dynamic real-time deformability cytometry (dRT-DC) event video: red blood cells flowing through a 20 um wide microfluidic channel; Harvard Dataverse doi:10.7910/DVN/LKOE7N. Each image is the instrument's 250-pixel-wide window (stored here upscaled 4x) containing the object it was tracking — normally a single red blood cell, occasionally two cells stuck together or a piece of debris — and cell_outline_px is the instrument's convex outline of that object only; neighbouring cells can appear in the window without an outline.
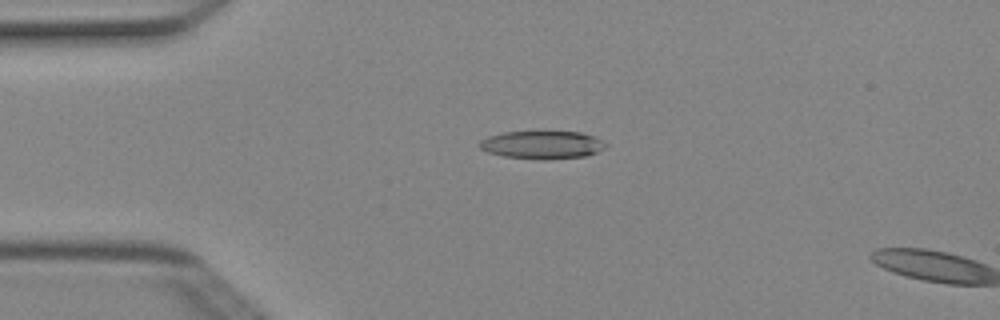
{"species": "Egyptian fruit bat (a non-hibernating species)", "species_latin": "Rousettus aegyptiacus", "temperature_condition": "cold", "stored_images_in_passage": 4, "camera_frame_rate_fps": 3000, "um_per_image_px": 0.085, "animal": {"sex": "female"}, "frame": {"image": 1, "passage_image": 3, "time_ms": 0.667, "image_size_px": [1000, 320], "cell_outline_px": [[608, 144], [604, 148], [588, 156], [544, 160], [504, 156], [488, 152], [480, 148], [480, 140], [488, 136], [504, 132], [580, 132], [592, 136]], "centroid_in_image_um": [46.09, 12.32], "position_along_channel_um": 38.9, "area_um2": 20.4}}